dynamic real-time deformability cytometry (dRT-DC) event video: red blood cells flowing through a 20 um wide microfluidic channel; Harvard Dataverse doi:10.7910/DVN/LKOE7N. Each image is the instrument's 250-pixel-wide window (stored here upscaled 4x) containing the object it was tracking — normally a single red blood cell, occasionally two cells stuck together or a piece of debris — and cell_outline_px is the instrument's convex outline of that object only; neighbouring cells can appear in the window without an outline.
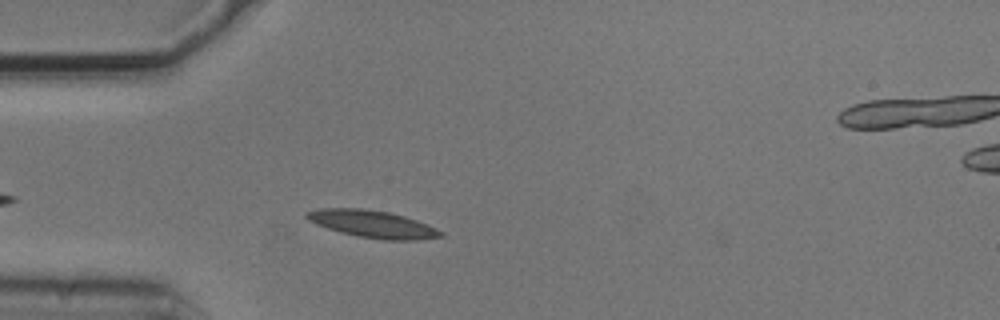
{"species": "common noctule bat (a hibernating species)", "species_latin": "Nyctalus noctula", "temperature_condition": "cold", "stored_images_in_passage": 45, "camera_frame_rate_fps": 3000, "um_per_image_px": 0.085, "animal": {"sex": "male", "body_mass_g": 20.5, "forearm_length_mm": 52.5}, "frame": {"image": 1, "passage_image": 5, "time_ms": 1.333, "image_size_px": [1000, 320], "cell_outline_px": [[444, 236], [416, 240], [384, 240], [356, 236], [340, 232], [316, 224], [308, 220], [304, 216], [304, 212], [320, 208], [364, 208], [388, 212], [404, 216], [416, 220], [436, 228], [444, 232]], "centroid_in_image_um": [31.64, 19.04], "position_along_channel_um": 53.4, "area_um2": 21.39}}
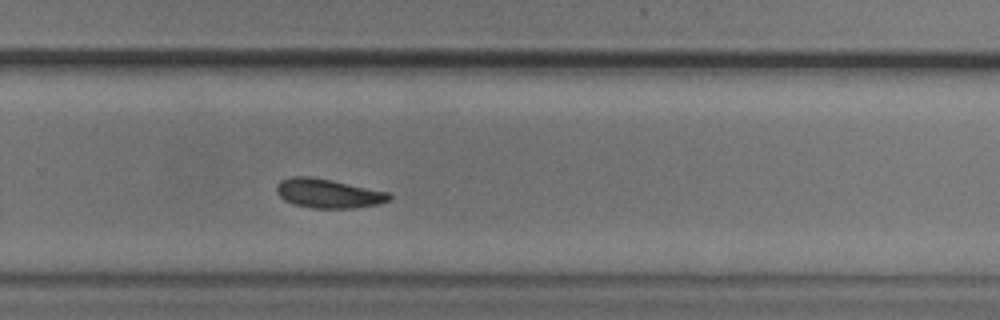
{"frame": {"image": 2, "passage_image": 26, "time_ms": 8.333, "image_size_px": [1000, 320], "cell_outline_px": [[392, 196], [388, 200], [376, 204], [352, 208], [312, 208], [292, 204], [284, 200], [276, 192], [276, 188], [280, 180], [292, 176], [312, 176], [332, 180], [388, 192]], "centroid_in_image_um": [27.85, 16.43], "position_along_channel_um": 302.0, "area_um2": 19.07}}
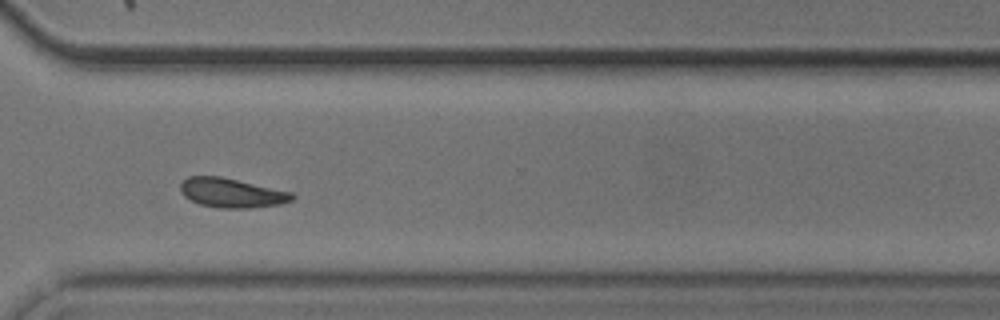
{"frame": {"image": 3, "passage_image": 30, "time_ms": 9.667, "image_size_px": [1000, 320], "cell_outline_px": [[296, 196], [292, 200], [280, 204], [248, 208], [220, 208], [200, 204], [184, 196], [180, 192], [180, 184], [188, 176], [220, 176], [292, 192]], "centroid_in_image_um": [19.69, 16.39], "position_along_channel_um": 350.9, "area_um2": 19.02}, "authors_computed_cell_mechanics": {"area_um2": 19.074, "velocity_mm_per_s": 3.6706, "shape_relaxation_time_tau1_ms": 2.7507, "shape_relaxation_time_tau2_ms": 5.8154, "deformation_change_tau1": 0.0928, "deformation_change_tau2": 0.0986}}